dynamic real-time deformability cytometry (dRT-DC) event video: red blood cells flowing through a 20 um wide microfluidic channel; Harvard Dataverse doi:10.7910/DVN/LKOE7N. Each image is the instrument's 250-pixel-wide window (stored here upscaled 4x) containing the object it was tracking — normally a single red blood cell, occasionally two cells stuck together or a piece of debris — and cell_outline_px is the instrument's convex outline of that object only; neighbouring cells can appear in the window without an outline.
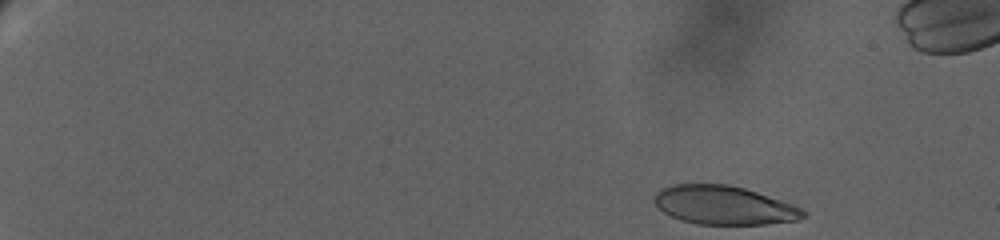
{"species": "human", "species_latin": "Homo sapiens", "temperature_condition": "warm", "stored_images_in_passage": 50, "camera_frame_rate_fps": 3000, "um_per_image_px": 0.085, "donor": {"sex": "female"}, "frame": {"image": 1, "passage_image": 1, "time_ms": 0.0, "image_size_px": [1000, 240], "cell_outline_px": [[808, 216], [796, 220], [764, 224], [696, 224], [680, 220], [664, 212], [652, 200], [656, 192], [660, 188], [672, 184], [728, 184], [744, 188], [792, 204], [808, 212]], "centroid_in_image_um": [61.51, 17.44], "position_along_channel_um": 23.5, "area_um2": 33.52}}
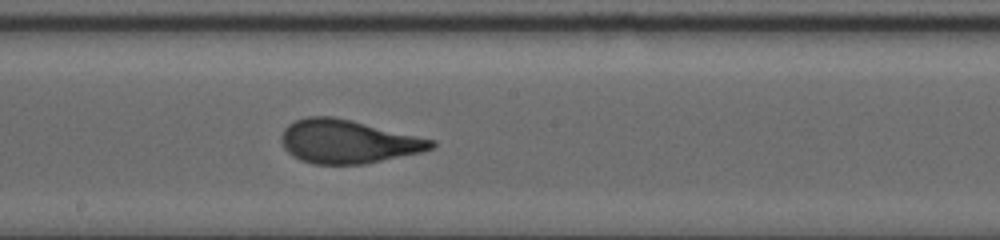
{"frame": {"image": 2, "passage_image": 31, "time_ms": 12.667, "image_size_px": [1000, 240], "cell_outline_px": [[436, 144], [432, 148], [420, 152], [364, 164], [312, 164], [300, 160], [292, 156], [284, 148], [280, 140], [280, 136], [284, 128], [288, 124], [296, 120], [308, 116], [332, 116], [352, 120], [436, 140]], "centroid_in_image_um": [29.53, 12.03], "position_along_channel_um": 218.7, "area_um2": 38.09}}
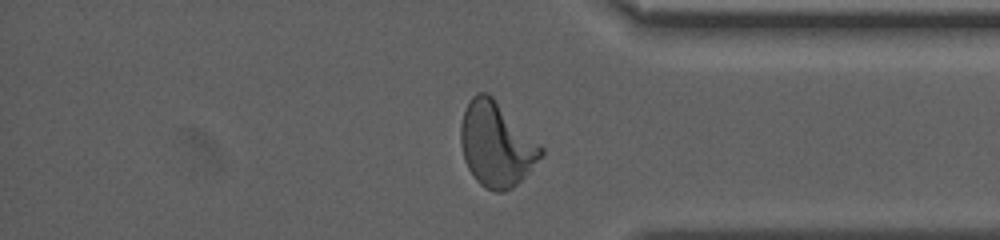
{"frame": {"image": 3, "passage_image": 46, "time_ms": 19.0, "image_size_px": [1000, 240], "cell_outline_px": [[544, 152], [528, 172], [512, 188], [504, 192], [496, 192], [484, 188], [476, 180], [468, 168], [464, 160], [460, 144], [460, 124], [464, 112], [472, 96], [480, 92], [488, 92], [544, 148]], "centroid_in_image_um": [42.16, 12.28], "position_along_channel_um": 393.0, "area_um2": 39.19}, "authors_computed_cell_mechanics": {"area_um2": 37.1654, "velocity_mm_per_s": 2.8308, "shape_relaxation_time_tau1_ms": 6.556, "shape_relaxation_time_tau2_ms": null, "deformation_change_tau1": 0.233, "deformation_change_tau2": null}}